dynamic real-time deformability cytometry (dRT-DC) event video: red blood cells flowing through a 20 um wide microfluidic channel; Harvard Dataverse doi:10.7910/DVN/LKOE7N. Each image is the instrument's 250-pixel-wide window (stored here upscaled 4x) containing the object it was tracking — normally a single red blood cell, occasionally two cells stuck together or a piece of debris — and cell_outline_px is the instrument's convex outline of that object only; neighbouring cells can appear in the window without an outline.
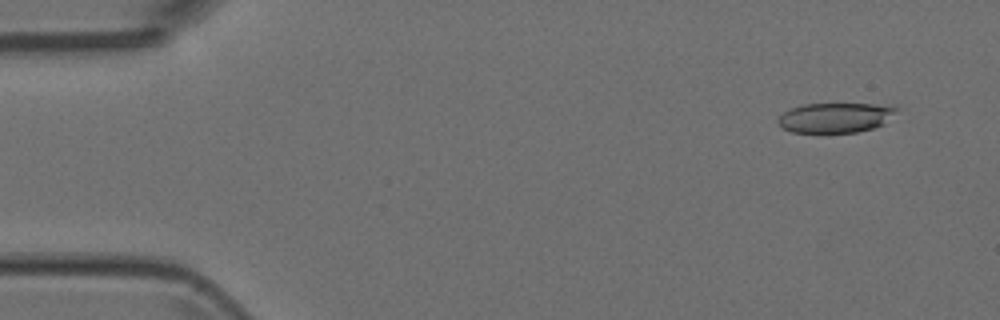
{"species": "Egyptian fruit bat (a non-hibernating species)", "species_latin": "Rousettus aegyptiacus", "temperature_condition": "room temperature", "stored_images_in_passage": 5, "camera_frame_rate_fps": 3000, "um_per_image_px": 0.085, "animal": {"sex": "female"}, "frame": {"image": 1, "passage_image": 1, "time_ms": 0.0, "image_size_px": [1000, 320], "cell_outline_px": [[900, 108], [884, 124], [872, 128], [856, 132], [792, 132], [784, 128], [776, 120], [784, 112], [792, 108], [804, 104], [896, 104]], "centroid_in_image_um": [71.08, 9.98], "position_along_channel_um": 13.9, "area_um2": 20.63}}
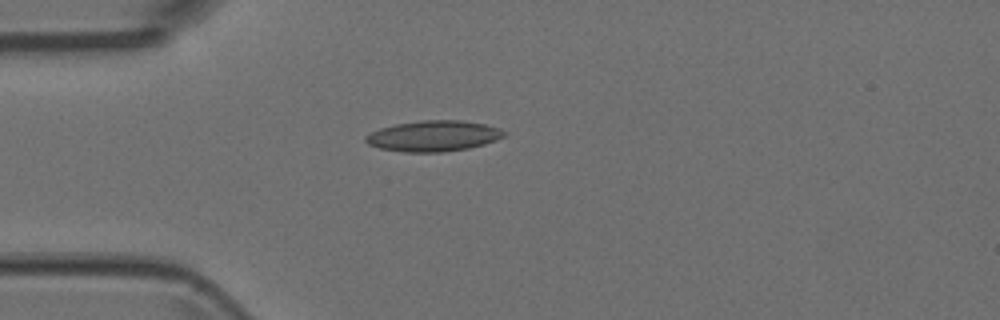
{"frame": {"image": 2, "passage_image": 4, "time_ms": 1.0, "image_size_px": [1000, 320], "cell_outline_px": [[508, 132], [504, 136], [496, 140], [484, 144], [468, 148], [444, 152], [404, 152], [380, 148], [368, 144], [364, 140], [364, 136], [380, 128], [396, 124], [424, 120], [460, 120], [484, 124], [500, 128]], "centroid_in_image_um": [36.86, 11.56], "position_along_channel_um": 48.1, "area_um2": 24.8}}